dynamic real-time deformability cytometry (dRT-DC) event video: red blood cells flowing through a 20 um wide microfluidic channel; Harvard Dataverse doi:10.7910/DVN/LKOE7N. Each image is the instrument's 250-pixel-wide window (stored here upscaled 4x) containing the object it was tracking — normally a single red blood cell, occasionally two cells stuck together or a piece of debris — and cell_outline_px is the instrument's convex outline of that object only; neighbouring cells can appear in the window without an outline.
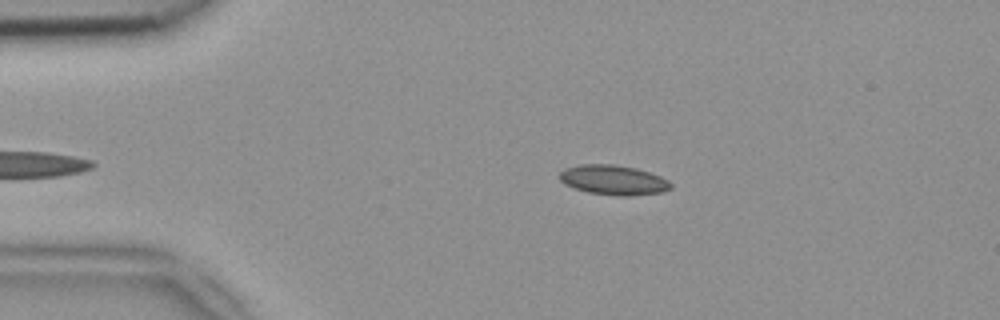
{"species": "common noctule bat (a hibernating species)", "species_latin": "Nyctalus noctula", "temperature_condition": "room temperature", "stored_images_in_passage": 39, "camera_frame_rate_fps": 3000, "um_per_image_px": 0.085, "animal": {"sex": "female", "body_mass_g": 18.4}, "frame": {"image": 1, "passage_image": 4, "time_ms": 1.0, "image_size_px": [1000, 320], "cell_outline_px": [[672, 188], [660, 192], [628, 196], [620, 196], [588, 192], [564, 184], [560, 180], [560, 172], [564, 168], [580, 164], [612, 164], [636, 168], [660, 176], [668, 180], [672, 184]], "centroid_in_image_um": [52.13, 15.29], "position_along_channel_um": 32.9, "area_um2": 19.19}}
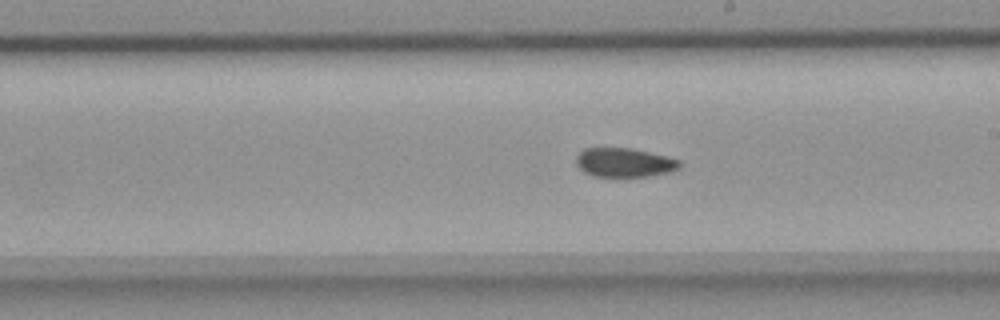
{"frame": {"image": 2, "passage_image": 23, "time_ms": 7.333, "image_size_px": [1000, 320], "cell_outline_px": [[680, 168], [668, 172], [648, 176], [616, 180], [596, 176], [584, 172], [576, 164], [576, 156], [584, 148], [632, 148], [680, 160]], "centroid_in_image_um": [53.03, 13.86], "position_along_channel_um": 236.0, "area_um2": 18.03}}
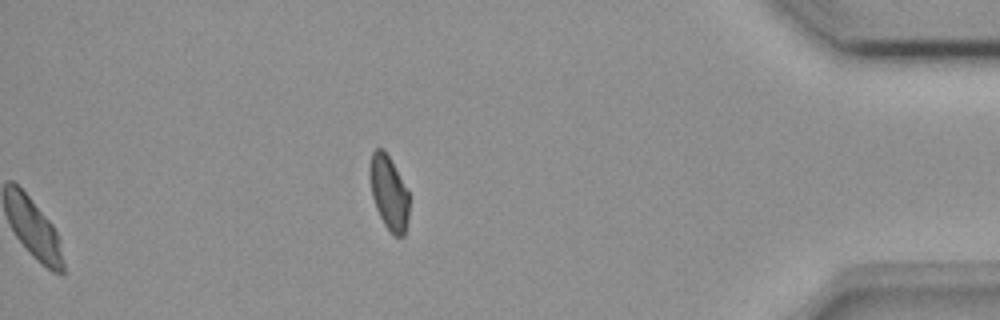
{"frame": {"image": 3, "passage_image": 39, "time_ms": 12.667, "image_size_px": [1000, 320], "cell_outline_px": [[408, 220], [404, 236], [396, 236], [384, 224], [376, 208], [372, 196], [368, 172], [368, 168], [372, 152], [376, 148], [384, 148], [408, 192]], "centroid_in_image_um": [33.02, 16.35], "position_along_channel_um": 402.2, "area_um2": 16.82}, "authors_computed_cell_mechanics": {"area_um2": 18.496, "velocity_mm_per_s": 3.899, "shape_relaxation_time_tau1_ms": null, "shape_relaxation_time_tau2_ms": 9.0399, "deformation_change_tau1": null, "deformation_change_tau2": 0.1141}}